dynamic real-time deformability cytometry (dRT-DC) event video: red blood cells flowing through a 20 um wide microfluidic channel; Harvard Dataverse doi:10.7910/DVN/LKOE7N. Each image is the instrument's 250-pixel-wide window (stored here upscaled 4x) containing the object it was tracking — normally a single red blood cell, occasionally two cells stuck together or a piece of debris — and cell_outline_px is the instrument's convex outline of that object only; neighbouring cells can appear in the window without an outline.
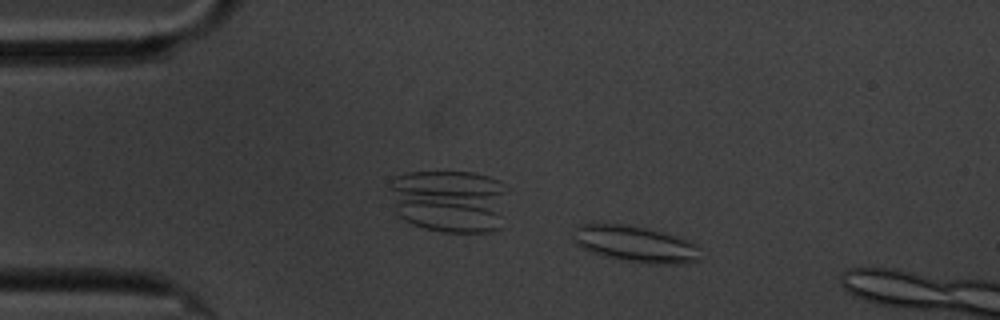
{"species": "common noctule bat (a hibernating species)", "species_latin": "Nyctalus noctula", "temperature_condition": "cold", "stored_images_in_passage": 4, "camera_frame_rate_fps": 3000, "um_per_image_px": 0.085, "animal": {"sex": "male", "body_mass_g": 20.1, "forearm_length_mm": 53.5}, "frame": {"image": 1, "passage_image": 2, "time_ms": 1.333, "image_size_px": [1000, 320], "cell_outline_px": [[700, 260], [680, 264], [652, 264], [620, 260], [604, 256], [592, 252], [576, 244], [572, 240], [572, 236], [576, 228], [580, 224], [624, 224], [644, 228], [660, 232], [688, 240], [696, 244], [700, 248]], "centroid_in_image_um": [54.01, 20.76], "position_along_channel_um": 31.0, "area_um2": 26.82}}